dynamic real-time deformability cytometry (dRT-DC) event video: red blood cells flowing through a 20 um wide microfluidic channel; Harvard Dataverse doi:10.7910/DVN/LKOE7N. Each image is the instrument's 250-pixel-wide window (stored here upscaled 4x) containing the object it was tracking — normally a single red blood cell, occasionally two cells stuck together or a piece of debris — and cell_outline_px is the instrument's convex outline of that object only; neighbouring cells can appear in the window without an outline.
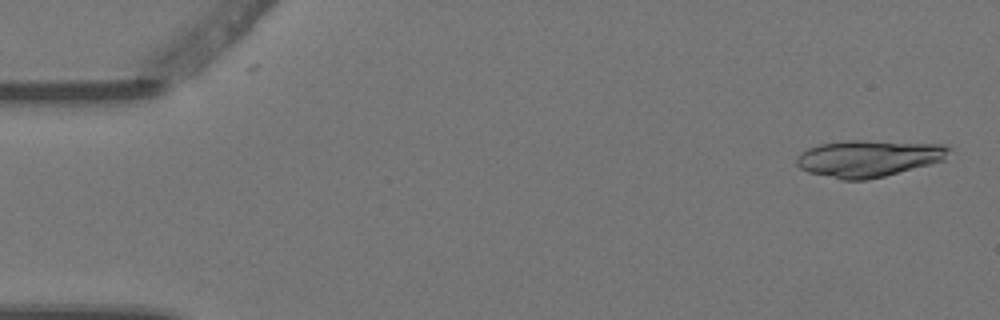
{"species": "Egyptian fruit bat (a non-hibernating species)", "species_latin": "Rousettus aegyptiacus", "temperature_condition": "warm", "stored_images_in_passage": 4, "camera_frame_rate_fps": 3000, "um_per_image_px": 0.085, "animal": {"sex": "female"}, "frame": {"image": 1, "passage_image": 1, "time_ms": 0.0, "image_size_px": [1000, 320], "cell_outline_px": [[952, 148], [944, 160], [884, 176], [868, 180], [840, 180], [808, 172], [800, 168], [796, 164], [796, 156], [800, 152], [808, 148], [820, 144], [844, 140], [864, 140], [944, 144]], "centroid_in_image_um": [73.8, 13.46], "position_along_channel_um": 11.2, "area_um2": 32.89}}
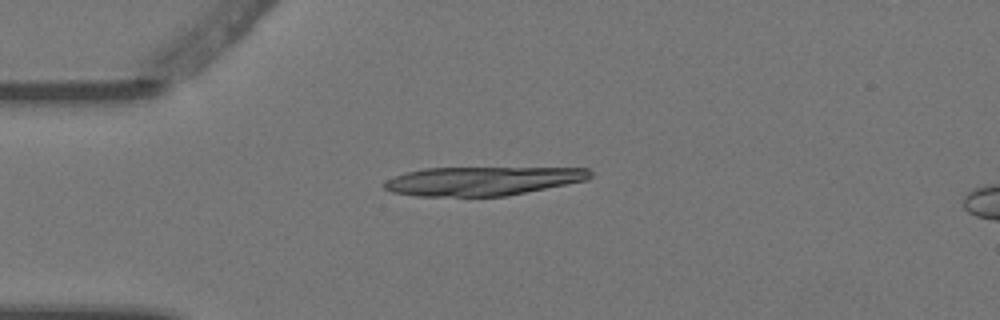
{"frame": {"image": 2, "passage_image": 4, "time_ms": 1.0, "image_size_px": [1000, 320], "cell_outline_px": [[592, 176], [588, 180], [504, 196], [416, 196], [392, 192], [384, 188], [384, 184], [388, 180], [396, 176], [408, 172], [424, 168], [588, 168], [592, 172]], "centroid_in_image_um": [41.02, 15.38], "position_along_channel_um": 44.0, "area_um2": 34.22}}